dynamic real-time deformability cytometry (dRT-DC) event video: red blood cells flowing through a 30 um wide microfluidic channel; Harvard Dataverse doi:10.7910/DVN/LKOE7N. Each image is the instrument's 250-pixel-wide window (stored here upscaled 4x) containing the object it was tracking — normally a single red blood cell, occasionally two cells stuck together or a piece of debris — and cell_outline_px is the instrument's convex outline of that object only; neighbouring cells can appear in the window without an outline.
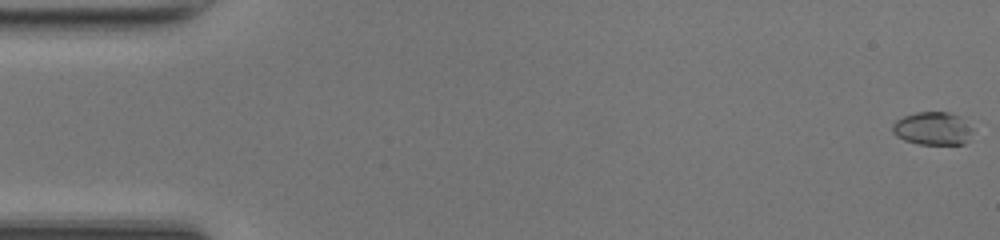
{"species": "common noctule bat (a hibernating species)", "species_latin": "Nyctalus noctula", "temperature_condition": "room temperature", "stored_images_in_passage": 50, "camera_frame_rate_fps": 3000, "um_per_image_px": 0.085, "animal": {"sex": "female", "body_mass_g": 17.0, "forearm_length_mm": 48.0}, "frame": {"image": 1, "passage_image": 1, "time_ms": 0.0, "image_size_px": [1000, 240], "cell_outline_px": [[972, 128], [964, 144], [920, 144], [904, 140], [896, 136], [892, 132], [892, 124], [896, 120], [904, 116], [916, 112], [948, 112], [960, 116]], "centroid_in_image_um": [79.23, 10.91], "position_along_channel_um": 5.8, "area_um2": 15.32}}
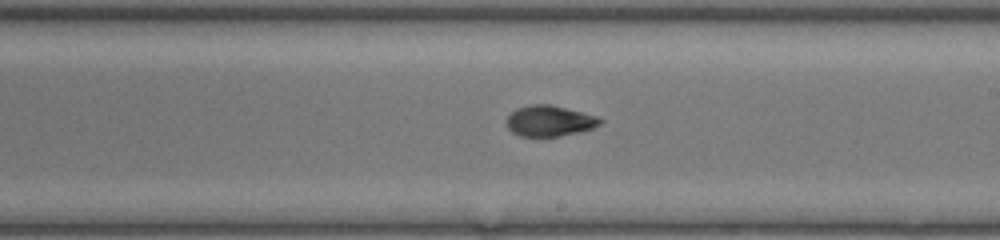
{"frame": {"image": 2, "passage_image": 29, "time_ms": 9.333, "image_size_px": [1000, 240], "cell_outline_px": [[604, 120], [600, 124], [592, 128], [560, 136], [520, 136], [512, 132], [508, 128], [508, 116], [516, 108], [532, 104], [548, 104], [596, 116]], "centroid_in_image_um": [46.69, 10.28], "position_along_channel_um": 242.3, "area_um2": 16.42}}
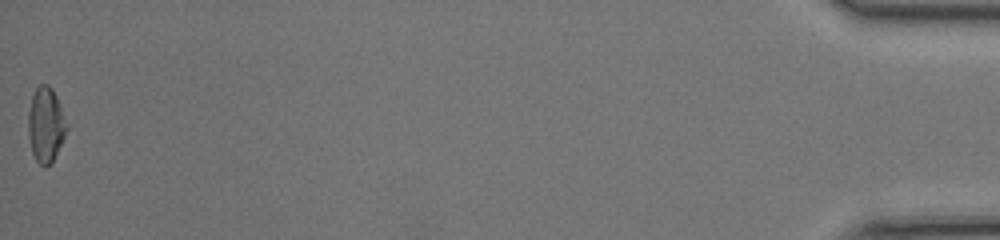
{"frame": {"image": 3, "passage_image": 50, "time_ms": 16.333, "image_size_px": [1000, 240], "cell_outline_px": [[72, 124], [52, 160], [44, 168], [36, 160], [32, 152], [28, 136], [28, 112], [32, 96], [36, 88], [40, 84], [48, 84], [52, 88]], "centroid_in_image_um": [3.95, 10.56], "position_along_channel_um": 431.3, "area_um2": 17.34}, "authors_computed_cell_mechanics": {"area_um2": 16.2707, "velocity_mm_per_s": 4.2429, "shape_relaxation_time_tau1_ms": 5.1696, "shape_relaxation_time_tau2_ms": 2.0399, "deformation_change_tau1": 0.1848, "deformation_change_tau2": 0.0687}}